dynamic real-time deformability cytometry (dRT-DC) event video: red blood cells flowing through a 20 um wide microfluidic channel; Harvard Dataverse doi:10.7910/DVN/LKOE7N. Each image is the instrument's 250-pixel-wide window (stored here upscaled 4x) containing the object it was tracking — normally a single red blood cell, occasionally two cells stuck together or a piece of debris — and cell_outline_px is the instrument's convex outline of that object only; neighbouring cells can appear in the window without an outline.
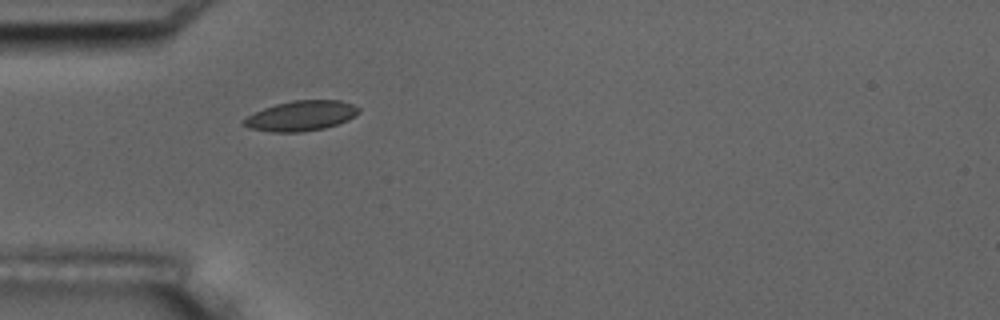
{"species": "common noctule bat (a hibernating species)", "species_latin": "Nyctalus noctula", "temperature_condition": "room temperature", "stored_images_in_passage": 2, "camera_frame_rate_fps": 3000, "um_per_image_px": 0.085, "animal": {"sex": "male", "body_mass_g": 17.5, "forearm_length_mm": 52.3}, "frame": {"image": 1, "passage_image": 2, "time_ms": 1.333, "image_size_px": [1000, 320], "cell_outline_px": [[360, 112], [356, 116], [348, 120], [324, 128], [300, 132], [268, 132], [252, 128], [240, 124], [240, 120], [264, 108], [276, 104], [292, 100], [340, 100], [352, 104], [360, 108]], "centroid_in_image_um": [25.59, 9.84], "position_along_channel_um": 59.4, "area_um2": 20.23}}